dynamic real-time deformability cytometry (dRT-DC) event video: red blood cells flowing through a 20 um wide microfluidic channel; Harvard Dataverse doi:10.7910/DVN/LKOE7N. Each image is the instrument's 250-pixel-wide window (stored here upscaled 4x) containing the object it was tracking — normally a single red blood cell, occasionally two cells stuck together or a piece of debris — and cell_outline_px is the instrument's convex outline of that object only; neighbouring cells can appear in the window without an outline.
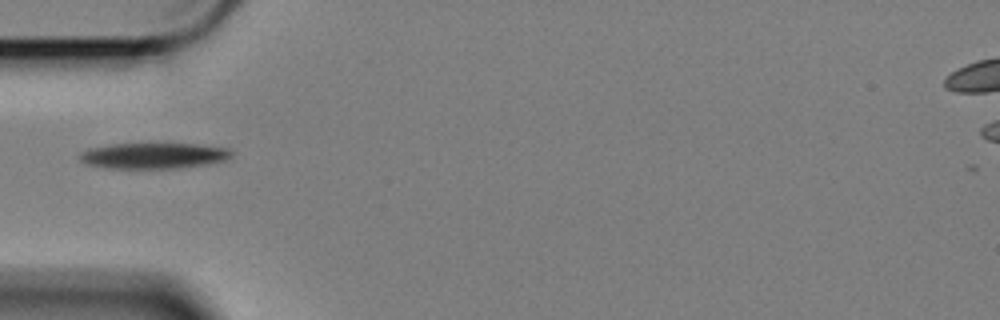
{"species": "Egyptian fruit bat (a non-hibernating species)", "species_latin": "Rousettus aegyptiacus", "temperature_condition": "cold", "stored_images_in_passage": 37, "camera_frame_rate_fps": 3000, "um_per_image_px": 0.085, "animal": {"sex": "female"}, "frame": {"image": 1, "passage_image": 1, "time_ms": 0.0, "image_size_px": [1000, 320], "cell_outline_px": [[232, 156], [224, 160], [176, 168], [104, 168], [88, 164], [80, 160], [76, 156], [80, 152], [88, 148], [112, 144], [196, 144], [228, 148], [232, 152]], "centroid_in_image_um": [12.96, 13.23], "position_along_channel_um": 72.0, "area_um2": 22.6}}
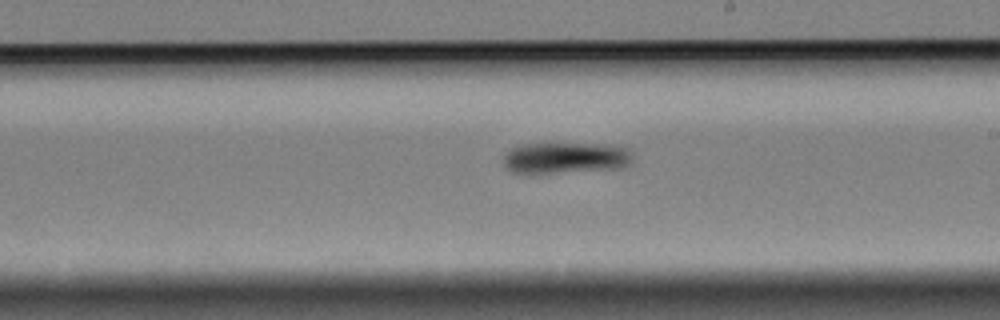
{"frame": {"image": 2, "passage_image": 16, "time_ms": 5.0, "image_size_px": [1000, 320], "cell_outline_px": [[632, 160], [624, 168], [552, 172], [512, 172], [504, 164], [504, 156], [512, 148], [520, 144], [604, 144], [632, 148]], "centroid_in_image_um": [48.15, 13.4], "position_along_channel_um": 240.8, "area_um2": 23.18}}
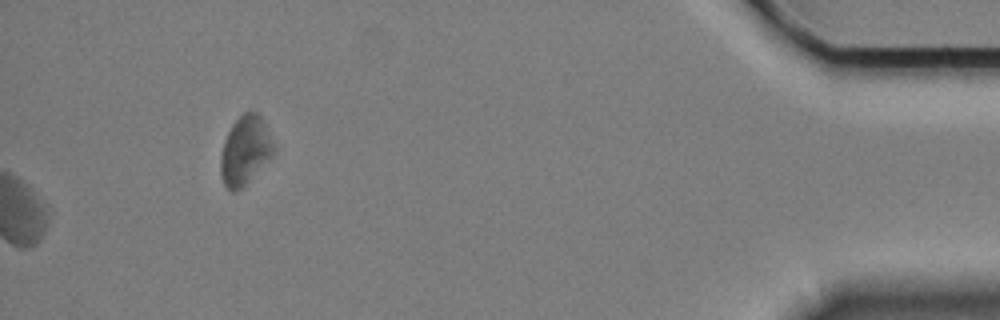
{"frame": {"image": 3, "passage_image": 37, "time_ms": 12.0, "image_size_px": [1000, 320], "cell_outline_px": [[276, 152], [240, 188], [232, 192], [224, 184], [220, 172], [220, 156], [224, 140], [232, 124], [244, 112], [260, 112], [276, 148]], "centroid_in_image_um": [20.84, 12.74], "position_along_channel_um": 414.4, "area_um2": 21.1}}